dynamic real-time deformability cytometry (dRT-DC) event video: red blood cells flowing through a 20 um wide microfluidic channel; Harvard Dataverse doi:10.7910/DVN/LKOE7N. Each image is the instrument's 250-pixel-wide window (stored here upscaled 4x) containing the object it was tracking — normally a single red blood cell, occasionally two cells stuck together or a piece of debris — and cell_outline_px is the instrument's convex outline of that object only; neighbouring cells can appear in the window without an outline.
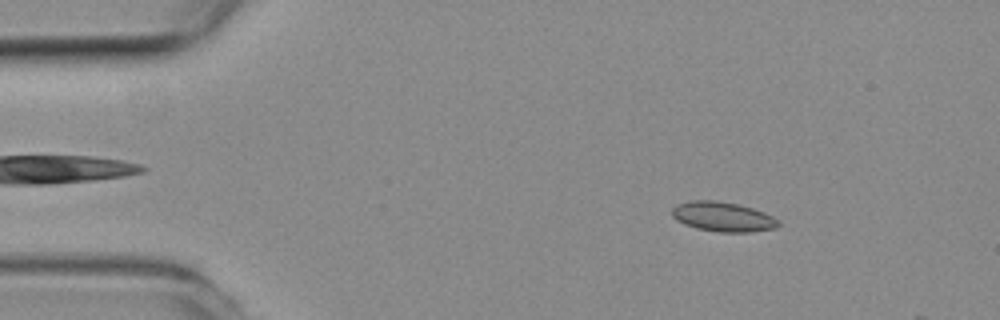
{"species": "common noctule bat (a hibernating species)", "species_latin": "Nyctalus noctula", "temperature_condition": "room temperature", "stored_images_in_passage": 8, "camera_frame_rate_fps": 3000, "um_per_image_px": 0.085, "animal": {"sex": "female", "body_mass_g": 19.3, "forearm_length_mm": 54.1}, "frame": {"image": 1, "passage_image": 4, "time_ms": 1.0, "image_size_px": [1000, 320], "cell_outline_px": [[780, 224], [776, 228], [748, 232], [720, 232], [696, 228], [684, 224], [676, 220], [672, 216], [672, 208], [676, 204], [692, 200], [716, 200], [740, 204], [764, 212], [780, 220]], "centroid_in_image_um": [61.44, 18.41], "position_along_channel_um": 23.6, "area_um2": 18.55}}